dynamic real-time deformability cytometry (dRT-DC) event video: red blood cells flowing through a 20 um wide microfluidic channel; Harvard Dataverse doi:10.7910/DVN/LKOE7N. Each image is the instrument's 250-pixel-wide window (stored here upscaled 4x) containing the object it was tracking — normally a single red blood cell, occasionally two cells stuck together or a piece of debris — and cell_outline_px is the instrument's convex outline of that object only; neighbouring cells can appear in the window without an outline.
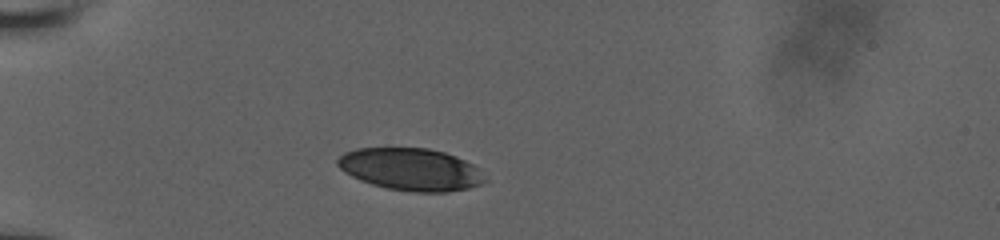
{"species": "human", "species_latin": "Homo sapiens", "temperature_condition": "room temperature", "stored_images_in_passage": 4, "camera_frame_rate_fps": 3000, "um_per_image_px": 0.085, "donor": {"sex": "male"}, "frame": {"image": 1, "passage_image": 1, "time_ms": 0.0, "image_size_px": [1000, 240], "cell_outline_px": [[488, 180], [480, 184], [468, 188], [448, 192], [412, 192], [388, 188], [372, 184], [360, 180], [344, 172], [336, 164], [336, 160], [344, 152], [356, 148], [428, 148], [444, 152], [456, 156], [472, 164]], "centroid_in_image_um": [34.89, 14.39], "position_along_channel_um": 50.1, "area_um2": 36.24}}
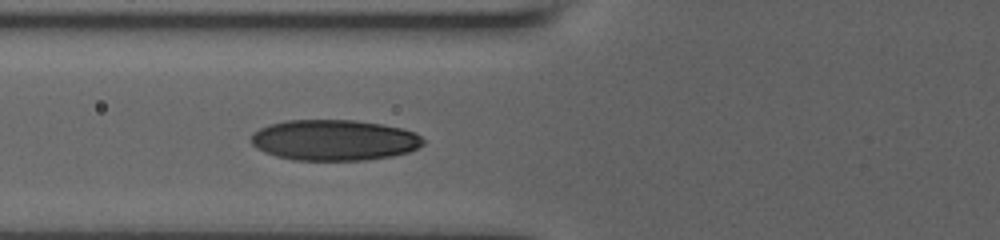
{"frame": {"image": 2, "passage_image": 4, "time_ms": 2.0, "image_size_px": [1000, 240], "cell_outline_px": [[424, 144], [408, 152], [392, 156], [368, 160], [292, 160], [276, 156], [264, 152], [256, 148], [252, 144], [252, 132], [268, 124], [284, 120], [356, 120], [404, 128], [416, 132], [424, 140]], "centroid_in_image_um": [28.4, 11.91], "position_along_channel_um": 97.4, "area_um2": 41.21}}